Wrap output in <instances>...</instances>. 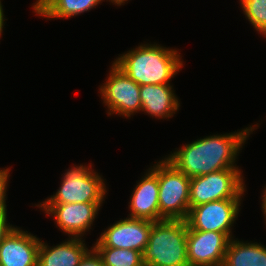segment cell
Listing matches in <instances>:
<instances>
[{"instance_id":"1","label":"cell","mask_w":266,"mask_h":266,"mask_svg":"<svg viewBox=\"0 0 266 266\" xmlns=\"http://www.w3.org/2000/svg\"><path fill=\"white\" fill-rule=\"evenodd\" d=\"M254 129V126H250L241 132L197 139L180 147L165 159L189 178L224 169H239L235 164L237 154Z\"/></svg>"},{"instance_id":"2","label":"cell","mask_w":266,"mask_h":266,"mask_svg":"<svg viewBox=\"0 0 266 266\" xmlns=\"http://www.w3.org/2000/svg\"><path fill=\"white\" fill-rule=\"evenodd\" d=\"M177 50L159 44H142L113 62L139 85L170 84L183 66Z\"/></svg>"},{"instance_id":"3","label":"cell","mask_w":266,"mask_h":266,"mask_svg":"<svg viewBox=\"0 0 266 266\" xmlns=\"http://www.w3.org/2000/svg\"><path fill=\"white\" fill-rule=\"evenodd\" d=\"M142 261L144 266H189L186 220L154 222Z\"/></svg>"},{"instance_id":"4","label":"cell","mask_w":266,"mask_h":266,"mask_svg":"<svg viewBox=\"0 0 266 266\" xmlns=\"http://www.w3.org/2000/svg\"><path fill=\"white\" fill-rule=\"evenodd\" d=\"M158 175L159 221L186 220L190 211V180L165 158L151 168Z\"/></svg>"},{"instance_id":"5","label":"cell","mask_w":266,"mask_h":266,"mask_svg":"<svg viewBox=\"0 0 266 266\" xmlns=\"http://www.w3.org/2000/svg\"><path fill=\"white\" fill-rule=\"evenodd\" d=\"M240 169H224L190 180V209L222 199H241L245 183Z\"/></svg>"},{"instance_id":"6","label":"cell","mask_w":266,"mask_h":266,"mask_svg":"<svg viewBox=\"0 0 266 266\" xmlns=\"http://www.w3.org/2000/svg\"><path fill=\"white\" fill-rule=\"evenodd\" d=\"M91 167L92 164L89 167L80 165L68 169L55 195L42 203L103 202L107 192L106 185Z\"/></svg>"},{"instance_id":"7","label":"cell","mask_w":266,"mask_h":266,"mask_svg":"<svg viewBox=\"0 0 266 266\" xmlns=\"http://www.w3.org/2000/svg\"><path fill=\"white\" fill-rule=\"evenodd\" d=\"M106 83L100 86L103 103L108 107V115L118 114L130 117L141 111L140 85L129 78L114 63Z\"/></svg>"},{"instance_id":"8","label":"cell","mask_w":266,"mask_h":266,"mask_svg":"<svg viewBox=\"0 0 266 266\" xmlns=\"http://www.w3.org/2000/svg\"><path fill=\"white\" fill-rule=\"evenodd\" d=\"M241 199H222L190 209L186 219L193 230L225 233L232 238V225L239 214Z\"/></svg>"},{"instance_id":"9","label":"cell","mask_w":266,"mask_h":266,"mask_svg":"<svg viewBox=\"0 0 266 266\" xmlns=\"http://www.w3.org/2000/svg\"><path fill=\"white\" fill-rule=\"evenodd\" d=\"M102 203H40L37 207L54 217L57 226L64 233L81 238L92 226Z\"/></svg>"},{"instance_id":"10","label":"cell","mask_w":266,"mask_h":266,"mask_svg":"<svg viewBox=\"0 0 266 266\" xmlns=\"http://www.w3.org/2000/svg\"><path fill=\"white\" fill-rule=\"evenodd\" d=\"M229 242L225 233L193 230L187 224L189 266H222Z\"/></svg>"},{"instance_id":"11","label":"cell","mask_w":266,"mask_h":266,"mask_svg":"<svg viewBox=\"0 0 266 266\" xmlns=\"http://www.w3.org/2000/svg\"><path fill=\"white\" fill-rule=\"evenodd\" d=\"M154 221L126 218L116 221L106 229L92 247L134 249L143 252L149 240Z\"/></svg>"},{"instance_id":"12","label":"cell","mask_w":266,"mask_h":266,"mask_svg":"<svg viewBox=\"0 0 266 266\" xmlns=\"http://www.w3.org/2000/svg\"><path fill=\"white\" fill-rule=\"evenodd\" d=\"M39 238L14 227L0 243V266H37Z\"/></svg>"},{"instance_id":"13","label":"cell","mask_w":266,"mask_h":266,"mask_svg":"<svg viewBox=\"0 0 266 266\" xmlns=\"http://www.w3.org/2000/svg\"><path fill=\"white\" fill-rule=\"evenodd\" d=\"M158 175L149 168L138 182L129 202V218L159 221Z\"/></svg>"},{"instance_id":"14","label":"cell","mask_w":266,"mask_h":266,"mask_svg":"<svg viewBox=\"0 0 266 266\" xmlns=\"http://www.w3.org/2000/svg\"><path fill=\"white\" fill-rule=\"evenodd\" d=\"M170 84L140 85L141 111L155 118H170L180 103Z\"/></svg>"},{"instance_id":"15","label":"cell","mask_w":266,"mask_h":266,"mask_svg":"<svg viewBox=\"0 0 266 266\" xmlns=\"http://www.w3.org/2000/svg\"><path fill=\"white\" fill-rule=\"evenodd\" d=\"M82 237H71L56 246L40 242L37 266H78L89 251Z\"/></svg>"},{"instance_id":"16","label":"cell","mask_w":266,"mask_h":266,"mask_svg":"<svg viewBox=\"0 0 266 266\" xmlns=\"http://www.w3.org/2000/svg\"><path fill=\"white\" fill-rule=\"evenodd\" d=\"M222 266H266V246L231 238Z\"/></svg>"},{"instance_id":"17","label":"cell","mask_w":266,"mask_h":266,"mask_svg":"<svg viewBox=\"0 0 266 266\" xmlns=\"http://www.w3.org/2000/svg\"><path fill=\"white\" fill-rule=\"evenodd\" d=\"M103 0H50L37 14L50 18H69L96 7Z\"/></svg>"},{"instance_id":"18","label":"cell","mask_w":266,"mask_h":266,"mask_svg":"<svg viewBox=\"0 0 266 266\" xmlns=\"http://www.w3.org/2000/svg\"><path fill=\"white\" fill-rule=\"evenodd\" d=\"M100 255L104 266H144L142 253L134 249L93 247Z\"/></svg>"},{"instance_id":"19","label":"cell","mask_w":266,"mask_h":266,"mask_svg":"<svg viewBox=\"0 0 266 266\" xmlns=\"http://www.w3.org/2000/svg\"><path fill=\"white\" fill-rule=\"evenodd\" d=\"M245 17L266 37V0H240Z\"/></svg>"},{"instance_id":"20","label":"cell","mask_w":266,"mask_h":266,"mask_svg":"<svg viewBox=\"0 0 266 266\" xmlns=\"http://www.w3.org/2000/svg\"><path fill=\"white\" fill-rule=\"evenodd\" d=\"M10 168L0 169V211H7L6 209V190Z\"/></svg>"},{"instance_id":"21","label":"cell","mask_w":266,"mask_h":266,"mask_svg":"<svg viewBox=\"0 0 266 266\" xmlns=\"http://www.w3.org/2000/svg\"><path fill=\"white\" fill-rule=\"evenodd\" d=\"M78 266H104L100 255L97 251L92 247L89 250L83 259L80 261Z\"/></svg>"},{"instance_id":"22","label":"cell","mask_w":266,"mask_h":266,"mask_svg":"<svg viewBox=\"0 0 266 266\" xmlns=\"http://www.w3.org/2000/svg\"><path fill=\"white\" fill-rule=\"evenodd\" d=\"M13 228L14 226L7 223V211H0V243Z\"/></svg>"},{"instance_id":"23","label":"cell","mask_w":266,"mask_h":266,"mask_svg":"<svg viewBox=\"0 0 266 266\" xmlns=\"http://www.w3.org/2000/svg\"><path fill=\"white\" fill-rule=\"evenodd\" d=\"M50 0H36L33 5L34 13H38Z\"/></svg>"},{"instance_id":"24","label":"cell","mask_w":266,"mask_h":266,"mask_svg":"<svg viewBox=\"0 0 266 266\" xmlns=\"http://www.w3.org/2000/svg\"><path fill=\"white\" fill-rule=\"evenodd\" d=\"M4 13H3V5L1 3V0H0V37H1V34H2V31H3V26L5 25L4 24Z\"/></svg>"},{"instance_id":"25","label":"cell","mask_w":266,"mask_h":266,"mask_svg":"<svg viewBox=\"0 0 266 266\" xmlns=\"http://www.w3.org/2000/svg\"><path fill=\"white\" fill-rule=\"evenodd\" d=\"M263 196H262V212L264 213V216L266 218V190L263 191ZM266 220V219H265ZM266 223V222H265Z\"/></svg>"},{"instance_id":"26","label":"cell","mask_w":266,"mask_h":266,"mask_svg":"<svg viewBox=\"0 0 266 266\" xmlns=\"http://www.w3.org/2000/svg\"><path fill=\"white\" fill-rule=\"evenodd\" d=\"M112 3L116 4L117 6L123 5V3L127 2L128 0H109Z\"/></svg>"}]
</instances>
